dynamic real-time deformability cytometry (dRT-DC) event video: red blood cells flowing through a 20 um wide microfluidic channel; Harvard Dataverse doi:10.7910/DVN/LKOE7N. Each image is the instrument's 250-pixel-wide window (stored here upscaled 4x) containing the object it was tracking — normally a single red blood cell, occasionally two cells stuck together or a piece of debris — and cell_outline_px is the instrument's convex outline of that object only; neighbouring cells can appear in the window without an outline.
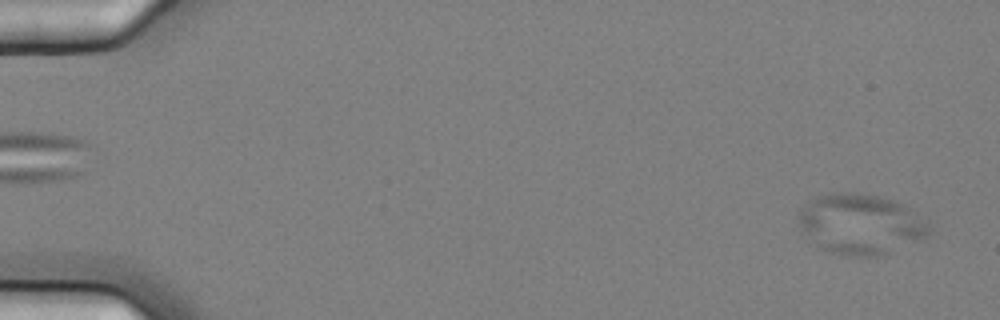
{"species": "common noctule bat (a hibernating species)", "species_latin": "Nyctalus noctula", "temperature_condition": "cold", "stored_images_in_passage": 4, "camera_frame_rate_fps": 3000, "um_per_image_px": 0.085, "animal": {"sex": "female", "body_mass_g": 25.1}, "frame": {"image": 1, "passage_image": 1, "time_ms": 0.0, "image_size_px": [1000, 320], "cell_outline_px": [[928, 236], [884, 256], [856, 256], [832, 252], [820, 248], [800, 228], [800, 208], [816, 196], [832, 192], [852, 192], [880, 196], [892, 200], [908, 208], [928, 220]], "centroid_in_image_um": [73.17, 19.05], "position_along_channel_um": 11.8, "area_um2": 45.66}}
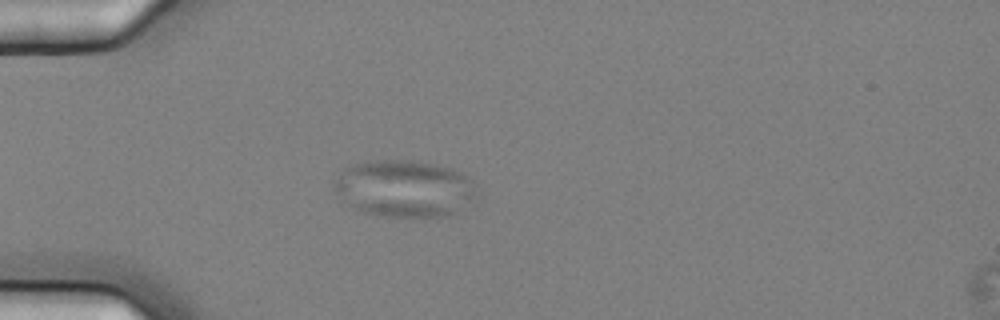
{"frame": {"image": 2, "passage_image": 4, "time_ms": 1.0, "image_size_px": [1000, 320], "cell_outline_px": [[476, 200], [452, 216], [388, 216], [356, 212], [340, 200], [332, 188], [332, 180], [344, 168], [352, 164], [368, 160], [408, 160], [452, 168], [468, 176], [472, 180], [476, 188]], "centroid_in_image_um": [34.32, 16.04], "position_along_channel_um": 50.7, "area_um2": 48.32}}